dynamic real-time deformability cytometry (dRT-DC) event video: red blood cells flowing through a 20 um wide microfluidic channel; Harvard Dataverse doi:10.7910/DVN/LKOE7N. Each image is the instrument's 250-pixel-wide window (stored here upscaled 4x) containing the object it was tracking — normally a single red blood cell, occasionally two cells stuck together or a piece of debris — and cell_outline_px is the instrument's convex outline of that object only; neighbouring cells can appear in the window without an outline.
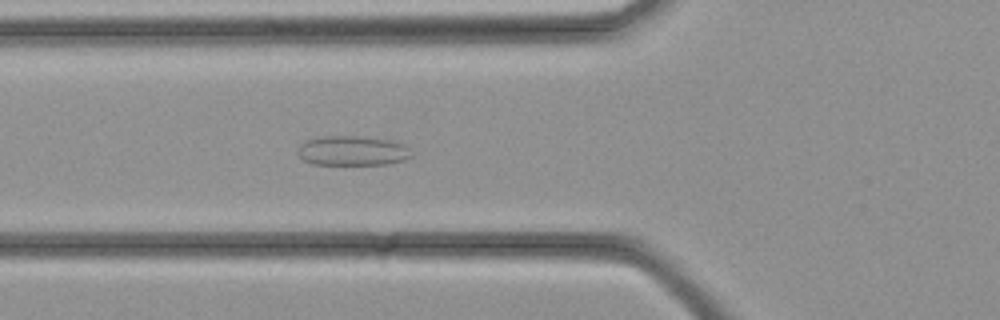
{"species": "common noctule bat (a hibernating species)", "species_latin": "Nyctalus noctula", "temperature_condition": "cold", "stored_images_in_passage": 35, "camera_frame_rate_fps": 3000, "um_per_image_px": 0.085, "animal": {"sex": "female", "body_mass_g": 21.9}, "frame": {"image": 1, "passage_image": 12, "time_ms": 3.667, "image_size_px": [1000, 320], "cell_outline_px": [[412, 156], [404, 160], [392, 164], [312, 164], [304, 160], [296, 152], [300, 144], [304, 140], [316, 136], [360, 136], [388, 140], [404, 144], [408, 148]], "centroid_in_image_um": [29.92, 12.81], "position_along_channel_um": 95.9, "area_um2": 19.83}}
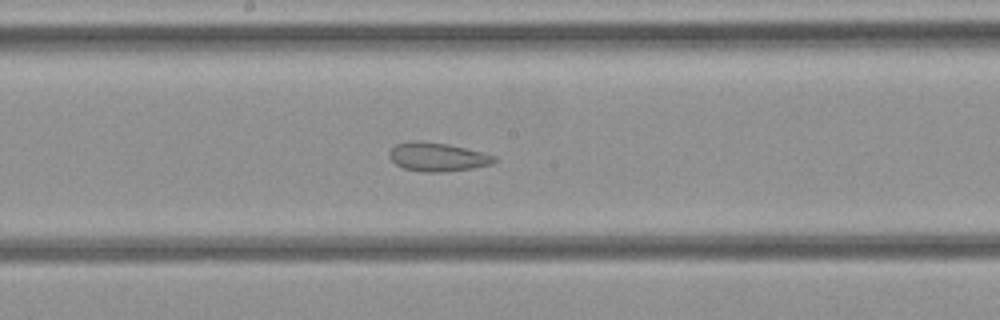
{"frame": {"image": 2, "passage_image": 18, "time_ms": 5.667, "image_size_px": [1000, 320], "cell_outline_px": [[496, 160], [492, 164], [472, 168], [444, 172], [420, 172], [404, 168], [396, 164], [388, 156], [388, 152], [396, 144], [412, 140], [416, 140], [448, 144], [496, 156]], "centroid_in_image_um": [37.15, 13.34], "position_along_channel_um": 211.1, "area_um2": 17.51}}
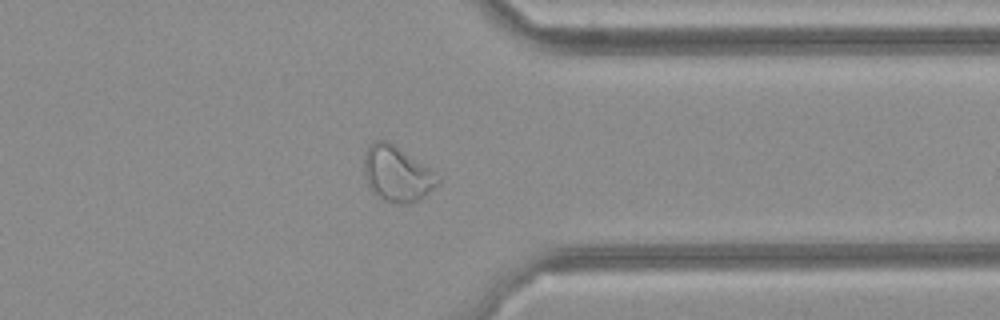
{"frame": {"image": 3, "passage_image": 27, "time_ms": 8.667, "image_size_px": [1000, 320], "cell_outline_px": [[440, 184], [424, 196], [408, 204], [400, 204], [380, 200], [368, 188], [364, 172], [364, 152], [376, 140], [388, 140], [432, 168], [440, 176]], "centroid_in_image_um": [33.76, 14.78], "position_along_channel_um": 377.6, "area_um2": 24.39}}